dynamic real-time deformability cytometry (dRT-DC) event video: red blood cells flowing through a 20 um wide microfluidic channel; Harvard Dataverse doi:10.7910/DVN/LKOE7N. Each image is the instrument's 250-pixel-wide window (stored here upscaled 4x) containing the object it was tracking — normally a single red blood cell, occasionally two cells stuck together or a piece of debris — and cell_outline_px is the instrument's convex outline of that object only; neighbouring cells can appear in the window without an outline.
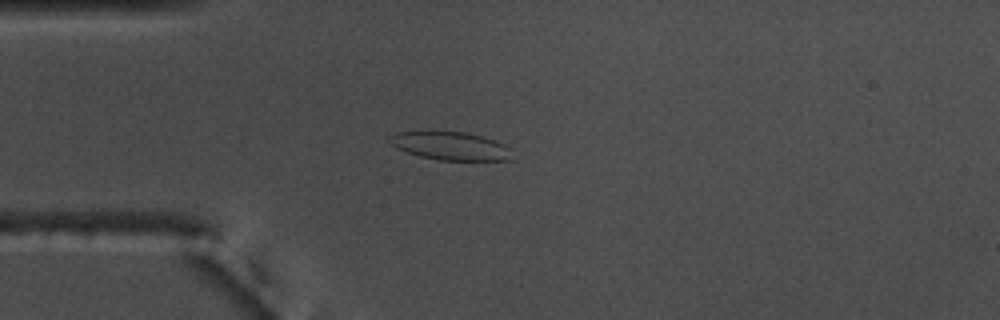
{"species": "common noctule bat (a hibernating species)", "species_latin": "Nyctalus noctula", "temperature_condition": "warm", "stored_images_in_passage": 46, "camera_frame_rate_fps": 3000, "um_per_image_px": 0.085, "animal": {"sex": "male", "body_mass_g": 17.5, "forearm_length_mm": 52.3}, "frame": {"image": 1, "passage_image": 5, "time_ms": 1.333, "image_size_px": [1000, 320], "cell_outline_px": [[512, 160], [440, 160], [420, 156], [396, 148], [388, 144], [388, 140], [396, 132], [464, 132], [480, 136], [504, 144], [512, 148]], "centroid_in_image_um": [38.31, 12.42], "position_along_channel_um": 46.7, "area_um2": 19.94}}
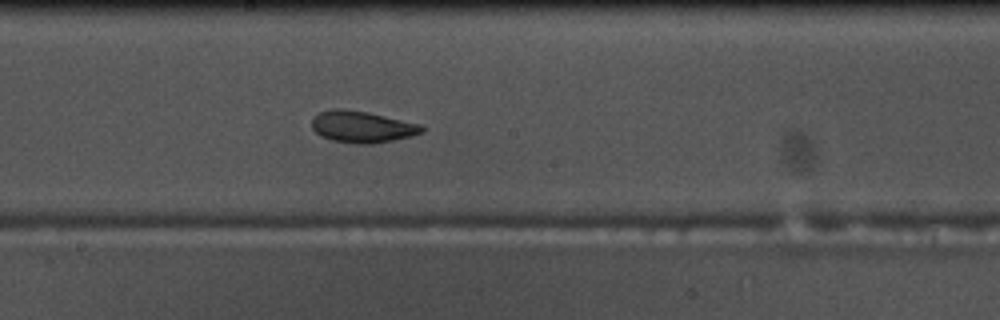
{"frame": {"image": 2, "passage_image": 20, "time_ms": 6.333, "image_size_px": [1000, 320], "cell_outline_px": [[424, 132], [412, 136], [372, 144], [356, 144], [332, 140], [320, 136], [312, 128], [312, 120], [320, 112], [332, 108], [344, 108], [368, 112], [420, 124], [424, 128]], "centroid_in_image_um": [30.77, 10.78], "position_along_channel_um": 217.4, "area_um2": 20.29}}
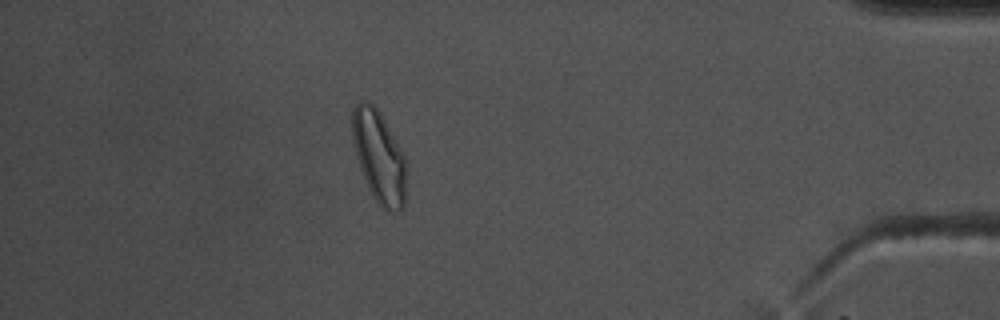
{"frame": {"image": 3, "passage_image": 39, "time_ms": 12.667, "image_size_px": [1000, 320], "cell_outline_px": [[408, 168], [404, 208], [396, 212], [388, 212], [376, 200], [368, 188], [360, 168], [356, 156], [352, 140], [352, 108], [360, 100], [364, 100], [372, 104], [380, 112], [396, 140], [408, 164]], "centroid_in_image_um": [32.24, 13.34], "position_along_channel_um": 403.0, "area_um2": 29.36}, "authors_computed_cell_mechanics": {"area_um2": 20.3456, "velocity_mm_per_s": 3.6907, "shape_relaxation_time_tau1_ms": 10.2353, "shape_relaxation_time_tau2_ms": 2.3707, "deformation_change_tau1": 0.159, "deformation_change_tau2": 0.0901}}